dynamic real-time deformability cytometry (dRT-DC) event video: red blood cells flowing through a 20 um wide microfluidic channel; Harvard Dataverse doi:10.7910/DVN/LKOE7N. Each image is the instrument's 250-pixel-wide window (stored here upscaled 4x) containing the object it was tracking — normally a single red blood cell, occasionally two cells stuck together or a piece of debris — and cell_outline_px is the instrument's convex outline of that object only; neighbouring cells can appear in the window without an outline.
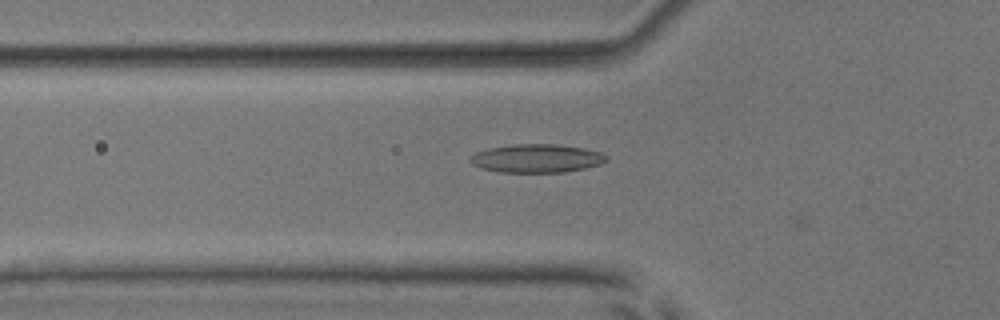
{"species": "common noctule bat (a hibernating species)", "species_latin": "Nyctalus noctula", "temperature_condition": "room temperature", "stored_images_in_passage": 25, "camera_frame_rate_fps": 3000, "um_per_image_px": 0.085, "animal": {"sex": "male", "body_mass_g": 17.9, "forearm_length_mm": 54.2}, "frame": {"image": 1, "passage_image": 2, "time_ms": 0.333, "image_size_px": [1000, 320], "cell_outline_px": [[608, 160], [600, 164], [584, 168], [564, 172], [500, 172], [480, 168], [472, 164], [468, 160], [476, 152], [488, 148], [516, 144], [556, 144], [584, 148], [600, 152], [608, 156]], "centroid_in_image_um": [45.61, 13.46], "position_along_channel_um": 80.2, "area_um2": 22.54}}
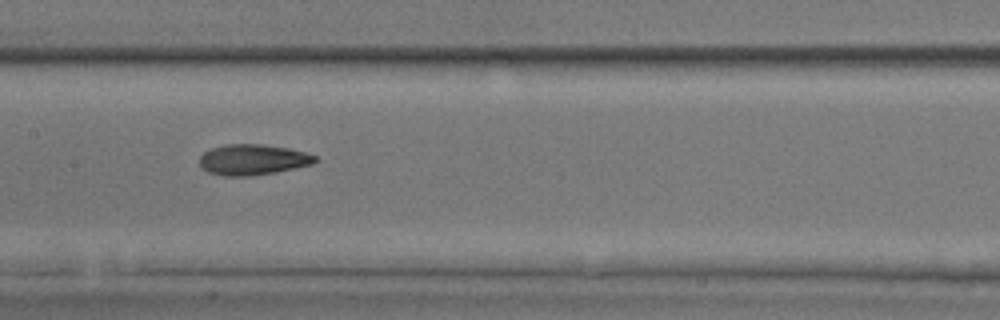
{"frame": {"image": 2, "passage_image": 10, "time_ms": 3.0, "image_size_px": [1000, 320], "cell_outline_px": [[320, 160], [312, 164], [276, 172], [252, 176], [224, 176], [208, 172], [200, 168], [200, 156], [204, 152], [212, 148], [228, 144], [264, 144], [288, 148], [308, 152], [316, 156]], "centroid_in_image_um": [21.51, 13.57], "position_along_channel_um": 185.9, "area_um2": 20.87}}
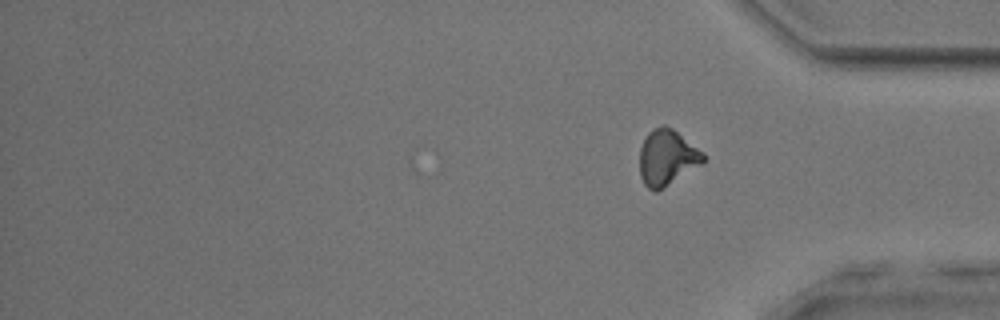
{"frame": {"image": 3, "passage_image": 25, "time_ms": 8.0, "image_size_px": [1000, 320], "cell_outline_px": [[704, 164], [656, 192], [648, 188], [644, 184], [640, 176], [640, 148], [648, 132], [652, 128], [664, 124], [672, 128], [704, 152]], "centroid_in_image_um": [56.71, 13.39], "position_along_channel_um": 378.5, "area_um2": 20.87}, "authors_computed_cell_mechanics": {"area_um2": 20.23, "velocity_mm_per_s": 3.9509, "shape_relaxation_time_tau1_ms": 5.766, "shape_relaxation_time_tau2_ms": 3.9321, "deformation_change_tau1": 0.1613, "deformation_change_tau2": 0.1277}}